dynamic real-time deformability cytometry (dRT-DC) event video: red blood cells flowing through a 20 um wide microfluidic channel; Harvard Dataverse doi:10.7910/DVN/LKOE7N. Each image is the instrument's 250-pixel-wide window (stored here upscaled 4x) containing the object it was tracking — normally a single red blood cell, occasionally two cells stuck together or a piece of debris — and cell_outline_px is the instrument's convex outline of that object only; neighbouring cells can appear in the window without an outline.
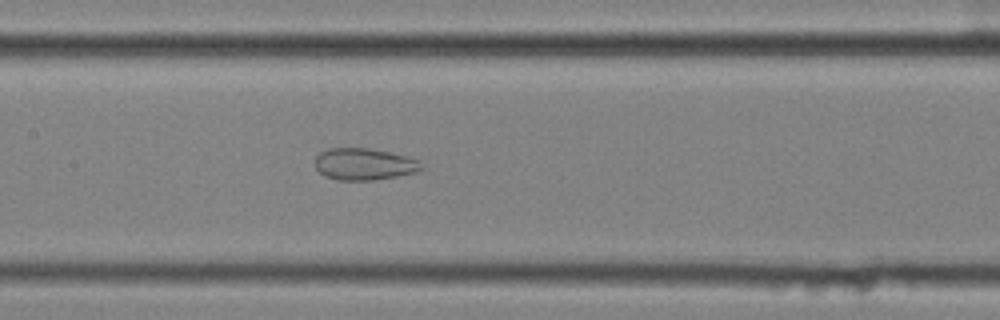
{"species": "common noctule bat (a hibernating species)", "species_latin": "Nyctalus noctula", "temperature_condition": "cold", "stored_images_in_passage": 56, "camera_frame_rate_fps": 3000, "um_per_image_px": 0.085, "animal": {"sex": "female", "body_mass_g": 25.1}, "frame": {"image": 1, "passage_image": 28, "time_ms": 9.0, "image_size_px": [1000, 320], "cell_outline_px": [[424, 168], [416, 172], [396, 176], [372, 180], [336, 180], [324, 176], [316, 168], [316, 156], [320, 152], [328, 148], [368, 148], [388, 152], [420, 160]], "centroid_in_image_um": [30.94, 13.95], "position_along_channel_um": 176.5, "area_um2": 19.65}}
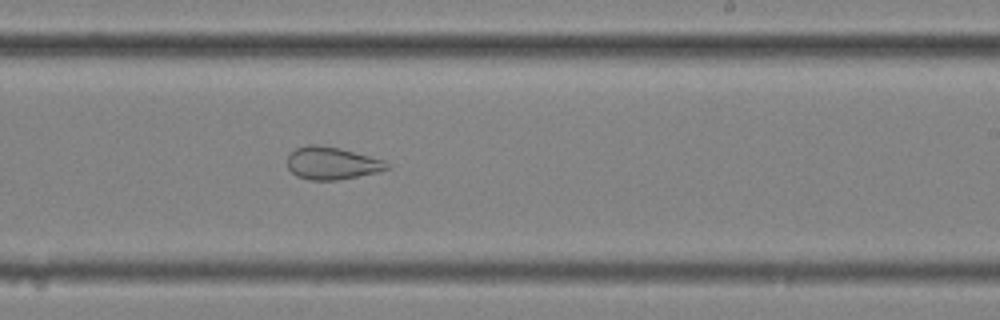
{"frame": {"image": 2, "passage_image": 35, "time_ms": 11.333, "image_size_px": [1000, 320], "cell_outline_px": [[392, 168], [376, 172], [336, 180], [308, 180], [296, 176], [288, 168], [288, 156], [296, 148], [308, 144], [316, 144], [340, 148], [384, 160]], "centroid_in_image_um": [28.2, 13.87], "position_along_channel_um": 260.8, "area_um2": 18.79}}
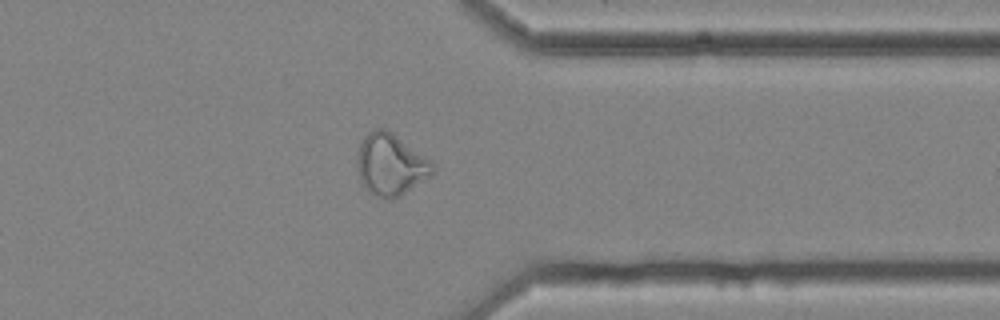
{"frame": {"image": 3, "passage_image": 45, "time_ms": 14.667, "image_size_px": [1000, 320], "cell_outline_px": [[436, 172], [432, 176], [400, 196], [392, 200], [376, 196], [368, 192], [360, 180], [356, 160], [360, 144], [364, 136], [368, 132], [376, 128], [388, 128], [432, 160], [436, 168]], "centroid_in_image_um": [33.24, 13.98], "position_along_channel_um": 378.2, "area_um2": 27.8}, "authors_computed_cell_mechanics": {"area_um2": 28.4665, "velocity_mm_per_s": 3.6225, "shape_relaxation_time_tau1_ms": null, "shape_relaxation_time_tau2_ms": 1.754, "deformation_change_tau1": null, "deformation_change_tau2": 0.0822}}